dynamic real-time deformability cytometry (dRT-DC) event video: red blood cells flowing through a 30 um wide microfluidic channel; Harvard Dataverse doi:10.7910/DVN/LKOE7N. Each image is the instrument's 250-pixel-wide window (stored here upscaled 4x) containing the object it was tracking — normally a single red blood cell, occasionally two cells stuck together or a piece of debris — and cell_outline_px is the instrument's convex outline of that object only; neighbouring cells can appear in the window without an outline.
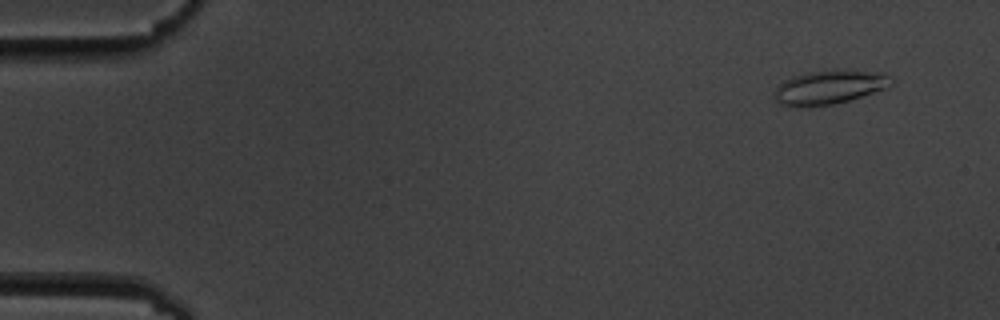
{"species": "common noctule bat (a hibernating species)", "species_latin": "Nyctalus noctula", "temperature_condition": "cold", "stored_images_in_passage": 5, "camera_frame_rate_fps": 3000, "um_per_image_px": 0.085, "animal": {"sex": "male", "body_mass_g": 19.5, "forearm_length_mm": 54.6}, "frame": {"image": 1, "passage_image": 2, "time_ms": 1.0, "image_size_px": [1000, 320], "cell_outline_px": [[896, 80], [888, 88], [848, 100], [832, 104], [808, 108], [780, 104], [776, 100], [772, 92], [784, 80], [792, 76], [808, 72], [884, 72], [892, 76]], "centroid_in_image_um": [70.5, 7.45], "position_along_channel_um": 14.5, "area_um2": 22.77}}
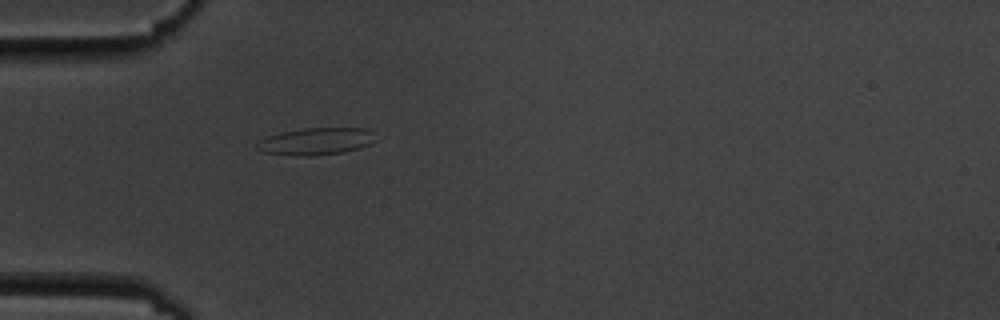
{"frame": {"image": 2, "passage_image": 5, "time_ms": 5.333, "image_size_px": [1000, 320], "cell_outline_px": [[380, 140], [372, 144], [360, 148], [344, 152], [312, 156], [296, 156], [264, 152], [256, 148], [256, 144], [260, 140], [268, 136], [284, 132], [304, 128], [368, 128]], "centroid_in_image_um": [26.95, 12.02], "position_along_channel_um": 58.0, "area_um2": 18.96}}